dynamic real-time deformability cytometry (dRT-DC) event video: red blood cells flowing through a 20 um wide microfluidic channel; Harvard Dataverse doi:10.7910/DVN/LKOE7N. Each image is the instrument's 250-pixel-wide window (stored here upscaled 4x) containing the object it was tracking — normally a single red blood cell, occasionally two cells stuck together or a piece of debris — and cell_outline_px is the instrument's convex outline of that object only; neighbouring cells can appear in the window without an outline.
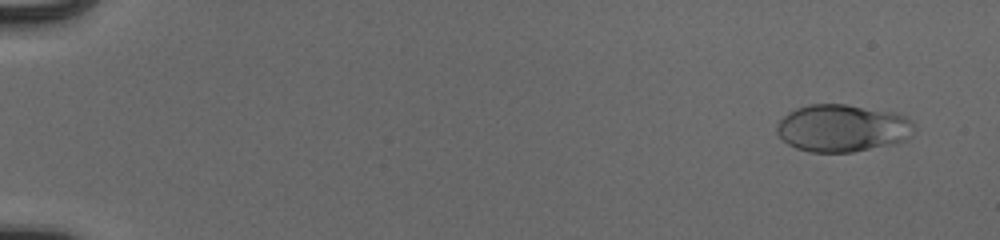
{"species": "human", "species_latin": "Homo sapiens", "temperature_condition": "cold", "stored_images_in_passage": 54, "camera_frame_rate_fps": 3000, "um_per_image_px": 0.085, "donor": {"sex": "male"}, "frame": {"image": 1, "passage_image": 4, "time_ms": 1.0, "image_size_px": [1000, 240], "cell_outline_px": [[916, 124], [912, 136], [908, 140], [892, 144], [852, 152], [808, 152], [796, 148], [788, 144], [776, 132], [776, 128], [780, 120], [788, 112], [796, 108], [808, 104], [844, 104], [896, 112], [912, 120]], "centroid_in_image_um": [71.64, 10.89], "position_along_channel_um": 13.4, "area_um2": 38.26}}
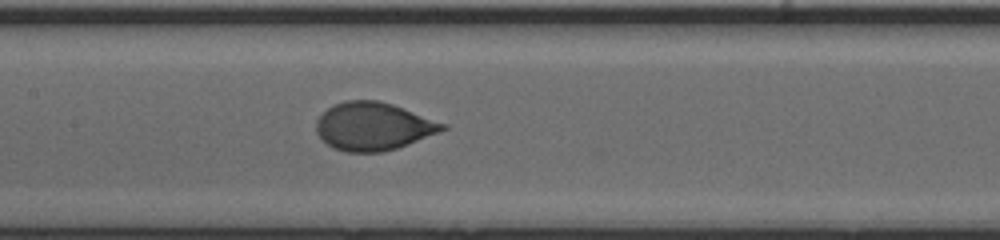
{"frame": {"image": 2, "passage_image": 29, "time_ms": 9.333, "image_size_px": [1000, 240], "cell_outline_px": [[448, 128], [440, 132], [408, 144], [384, 152], [344, 152], [328, 144], [316, 132], [316, 120], [332, 104], [348, 100], [376, 100], [392, 104], [448, 124]], "centroid_in_image_um": [31.75, 10.73], "position_along_channel_um": 175.7, "area_um2": 35.2}}
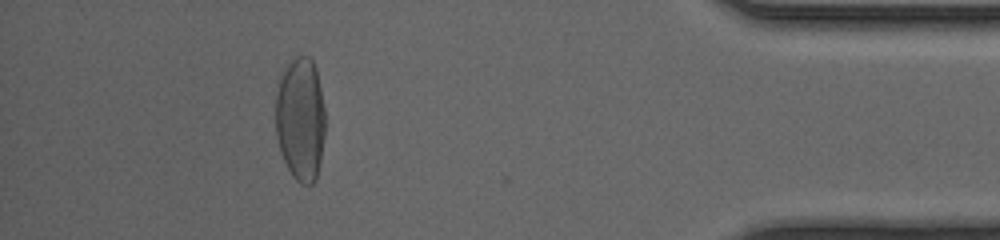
{"frame": {"image": 3, "passage_image": 50, "time_ms": 16.333, "image_size_px": [1000, 240], "cell_outline_px": [[324, 136], [320, 164], [316, 180], [312, 184], [300, 184], [292, 176], [280, 152], [276, 136], [276, 92], [284, 64], [296, 56], [308, 56], [312, 60], [316, 68], [324, 108]], "centroid_in_image_um": [25.53, 10.12], "position_along_channel_um": 409.7, "area_um2": 36.13}, "authors_computed_cell_mechanics": {"area_um2": 35.547, "velocity_mm_per_s": 3.9477, "shape_relaxation_time_tau1_ms": 4.2244, "shape_relaxation_time_tau2_ms": null, "deformation_change_tau1": 0.1589, "deformation_change_tau2": null}}